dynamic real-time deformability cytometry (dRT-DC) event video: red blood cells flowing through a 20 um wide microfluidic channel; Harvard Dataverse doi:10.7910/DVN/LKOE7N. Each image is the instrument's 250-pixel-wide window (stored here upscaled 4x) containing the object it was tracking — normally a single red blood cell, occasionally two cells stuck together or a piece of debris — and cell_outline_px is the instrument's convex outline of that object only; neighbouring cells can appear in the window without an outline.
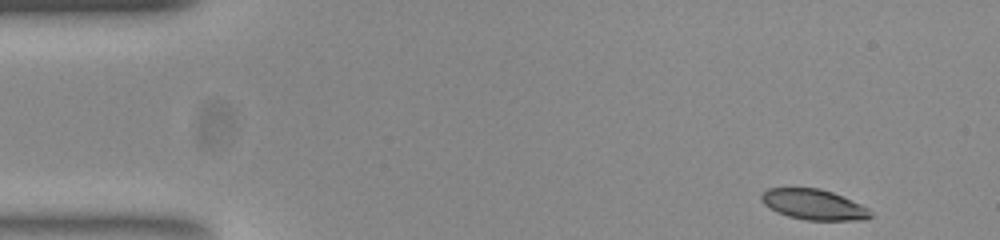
{"species": "common noctule bat (a hibernating species)", "species_latin": "Nyctalus noctula", "temperature_condition": "room temperature", "stored_images_in_passage": 46, "camera_frame_rate_fps": 3000, "um_per_image_px": 0.085, "animal": {"sex": "female", "body_mass_g": 23.0, "forearm_length_mm": 53.4}, "frame": {"image": 1, "passage_image": 1, "time_ms": 0.0, "image_size_px": [1000, 240], "cell_outline_px": [[872, 216], [864, 220], [808, 220], [788, 216], [776, 212], [768, 208], [760, 200], [760, 196], [768, 188], [820, 188], [832, 192], [860, 204], [868, 208], [872, 212]], "centroid_in_image_um": [69.15, 17.39], "position_along_channel_um": 15.9, "area_um2": 19.36}}
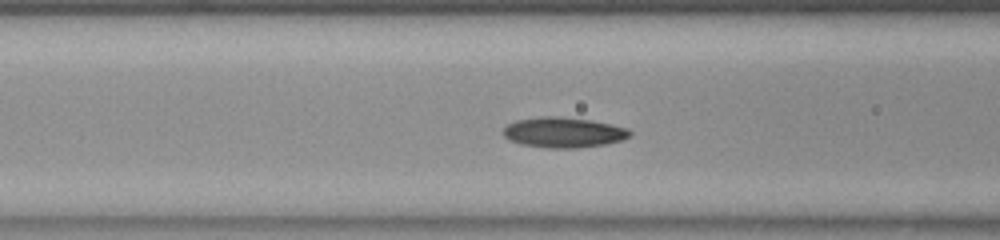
{"frame": {"image": 2, "passage_image": 17, "time_ms": 5.333, "image_size_px": [1000, 240], "cell_outline_px": [[632, 132], [628, 136], [620, 140], [604, 144], [576, 148], [544, 148], [520, 144], [508, 140], [504, 136], [504, 128], [508, 124], [516, 120], [540, 116], [556, 116], [592, 120], [628, 128]], "centroid_in_image_um": [47.86, 11.25], "position_along_channel_um": 118.7, "area_um2": 22.37}}
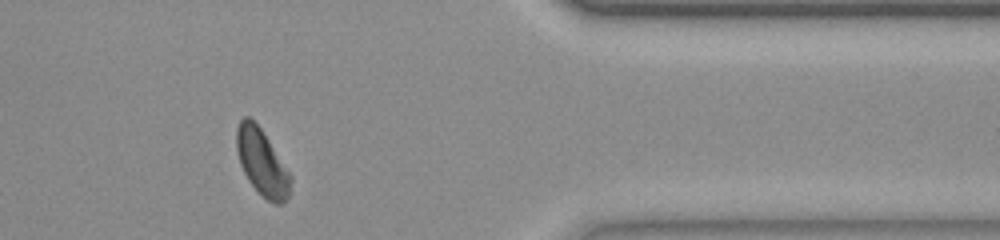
{"frame": {"image": 3, "passage_image": 40, "time_ms": 13.0, "image_size_px": [1000, 240], "cell_outline_px": [[292, 180], [288, 196], [280, 204], [272, 204], [248, 180], [240, 164], [236, 148], [236, 128], [240, 120], [244, 116], [248, 116], [260, 128], [292, 176]], "centroid_in_image_um": [22.25, 13.8], "position_along_channel_um": 389.1, "area_um2": 20.46}, "authors_computed_cell_mechanics": {"area_um2": 21.0103, "velocity_mm_per_s": 3.8322, "shape_relaxation_time_tau1_ms": 4.1849, "shape_relaxation_time_tau2_ms": 5.1253, "deformation_change_tau1": 0.1234, "deformation_change_tau2": 0.0786}}